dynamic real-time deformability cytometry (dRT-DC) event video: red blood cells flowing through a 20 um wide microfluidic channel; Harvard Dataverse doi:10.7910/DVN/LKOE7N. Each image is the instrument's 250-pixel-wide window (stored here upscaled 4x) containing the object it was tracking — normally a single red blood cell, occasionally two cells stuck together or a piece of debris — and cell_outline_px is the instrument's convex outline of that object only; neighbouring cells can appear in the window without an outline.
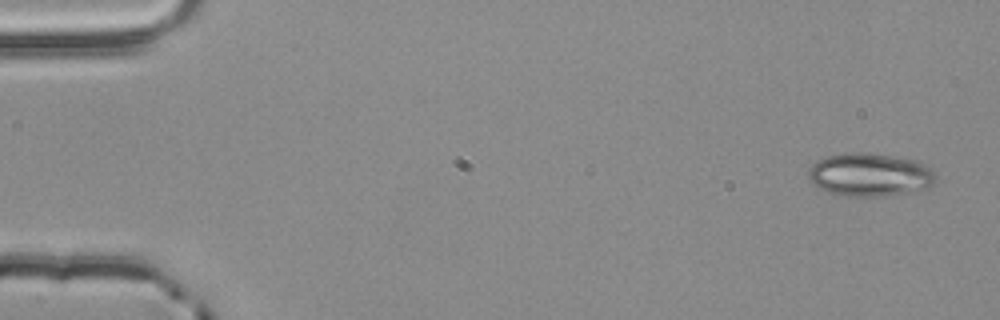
{"species": "common noctule bat (a hibernating species)", "species_latin": "Nyctalus noctula", "temperature_condition": "room temperature", "stored_images_in_passage": 3, "camera_frame_rate_fps": 3000, "um_per_image_px": 0.085, "animal": {"sex": "male", "body_mass_g": 20.4}, "frame": {"image": 1, "passage_image": 1, "time_ms": 0.0, "image_size_px": [1000, 320], "cell_outline_px": [[936, 180], [928, 188], [916, 192], [884, 196], [836, 196], [812, 184], [808, 176], [808, 172], [812, 164], [824, 156], [844, 152], [864, 152], [892, 156], [916, 160], [932, 168], [936, 172]], "centroid_in_image_um": [73.95, 14.86], "position_along_channel_um": 11.1, "area_um2": 32.71}}